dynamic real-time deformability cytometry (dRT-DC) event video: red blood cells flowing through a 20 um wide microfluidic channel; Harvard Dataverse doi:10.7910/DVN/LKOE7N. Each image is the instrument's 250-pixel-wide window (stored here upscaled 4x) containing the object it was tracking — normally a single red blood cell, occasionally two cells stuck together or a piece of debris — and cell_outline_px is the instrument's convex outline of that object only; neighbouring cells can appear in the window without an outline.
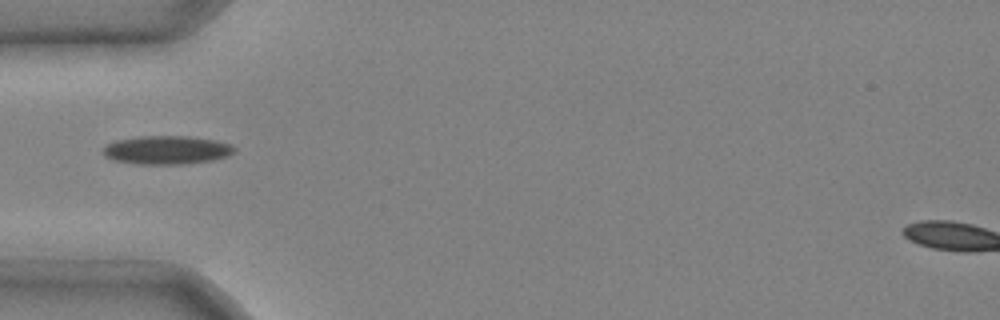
{"species": "common noctule bat (a hibernating species)", "species_latin": "Nyctalus noctula", "temperature_condition": "cold", "stored_images_in_passage": 1, "camera_frame_rate_fps": 3000, "um_per_image_px": 0.085, "animal": {"sex": "male", "body_mass_g": 20.4}, "frame": {"image": 1, "passage_image": 1, "time_ms": 0.0, "image_size_px": [1000, 320], "cell_outline_px": [[236, 152], [228, 156], [212, 160], [184, 164], [140, 164], [112, 160], [104, 156], [100, 152], [108, 144], [116, 140], [140, 136], [188, 136], [216, 140], [232, 144], [236, 148]], "centroid_in_image_um": [14.19, 12.75], "position_along_channel_um": 70.8, "area_um2": 22.02}}